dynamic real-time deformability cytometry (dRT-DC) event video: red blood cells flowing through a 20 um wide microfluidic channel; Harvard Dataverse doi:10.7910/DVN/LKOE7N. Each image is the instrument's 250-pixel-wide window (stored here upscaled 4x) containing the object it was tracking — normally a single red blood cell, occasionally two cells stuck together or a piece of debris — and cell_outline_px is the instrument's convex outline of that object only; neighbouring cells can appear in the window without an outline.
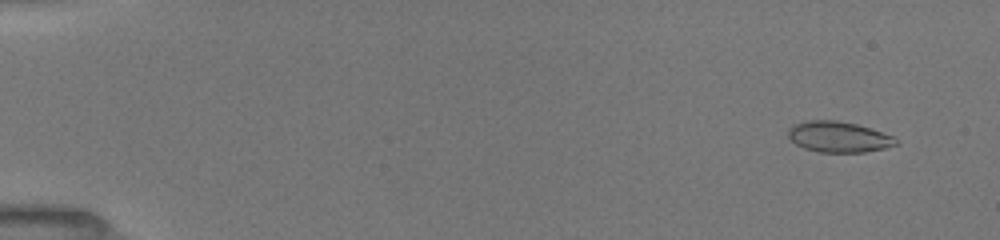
{"species": "common noctule bat (a hibernating species)", "species_latin": "Nyctalus noctula", "temperature_condition": "room temperature", "stored_images_in_passage": 31, "camera_frame_rate_fps": 3000, "um_per_image_px": 0.085, "animal": {"sex": "female", "body_mass_g": 19.5, "forearm_length_mm": 54.1}, "frame": {"image": 1, "passage_image": 6, "time_ms": 1.0, "image_size_px": [1000, 240], "cell_outline_px": [[896, 144], [884, 148], [864, 152], [820, 152], [804, 148], [796, 144], [788, 136], [788, 128], [796, 124], [808, 120], [836, 120], [856, 124], [892, 136], [896, 140]], "centroid_in_image_um": [71.23, 11.63], "position_along_channel_um": 13.8, "area_um2": 18.96}}
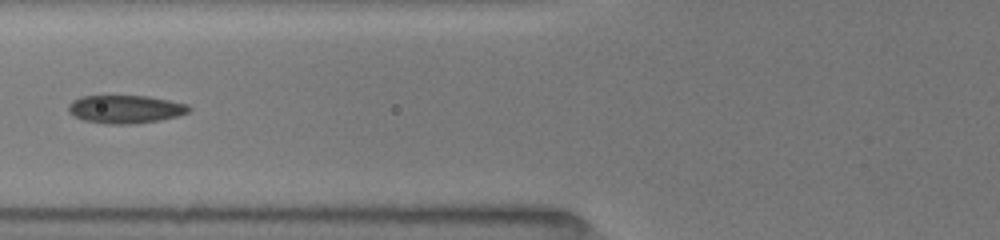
{"frame": {"image": 2, "passage_image": 24, "time_ms": 7.0, "image_size_px": [1000, 240], "cell_outline_px": [[192, 108], [188, 112], [176, 116], [160, 120], [136, 124], [108, 124], [84, 120], [68, 112], [68, 104], [72, 100], [80, 96], [148, 96], [188, 104]], "centroid_in_image_um": [10.65, 9.28], "position_along_channel_um": 115.1, "area_um2": 19.77}}
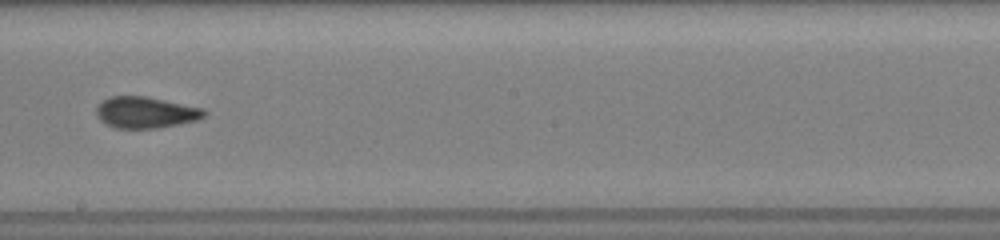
{"frame": {"image": 3, "passage_image": 30, "time_ms": 10.0, "image_size_px": [1000, 240], "cell_outline_px": [[208, 112], [204, 116], [196, 120], [180, 124], [160, 128], [116, 128], [100, 120], [96, 116], [96, 108], [108, 96], [148, 96], [204, 108]], "centroid_in_image_um": [12.41, 9.55], "position_along_channel_um": 235.8, "area_um2": 19.83}}